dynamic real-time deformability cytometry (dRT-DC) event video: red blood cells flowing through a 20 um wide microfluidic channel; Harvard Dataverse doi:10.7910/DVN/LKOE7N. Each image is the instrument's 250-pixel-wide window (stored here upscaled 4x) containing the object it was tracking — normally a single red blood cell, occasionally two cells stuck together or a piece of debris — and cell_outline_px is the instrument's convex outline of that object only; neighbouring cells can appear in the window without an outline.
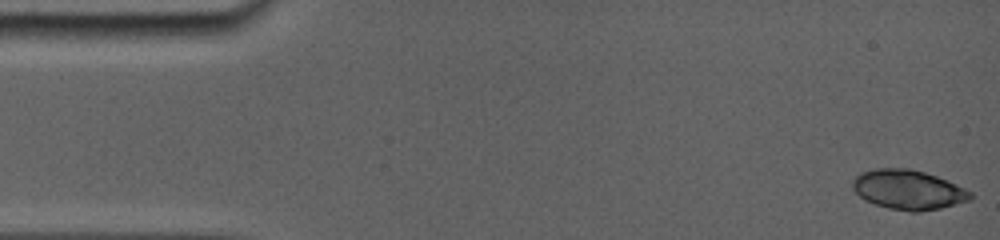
{"species": "common noctule bat (a hibernating species)", "species_latin": "Nyctalus noctula", "temperature_condition": "room temperature", "stored_images_in_passage": 24, "camera_frame_rate_fps": 5000, "um_per_image_px": 0.085, "animal": {"sex": "female", "body_mass_g": 19.0, "forearm_length_mm": 56.7}, "frame": {"image": 1, "passage_image": 1, "time_ms": 0.0, "image_size_px": [1000, 240], "cell_outline_px": [[972, 200], [940, 208], [920, 212], [908, 212], [888, 208], [864, 200], [856, 192], [852, 184], [852, 180], [856, 176], [864, 172], [884, 168], [904, 168], [924, 172], [936, 176], [972, 192]], "centroid_in_image_um": [77.21, 16.15], "position_along_channel_um": 7.8, "area_um2": 26.82}}
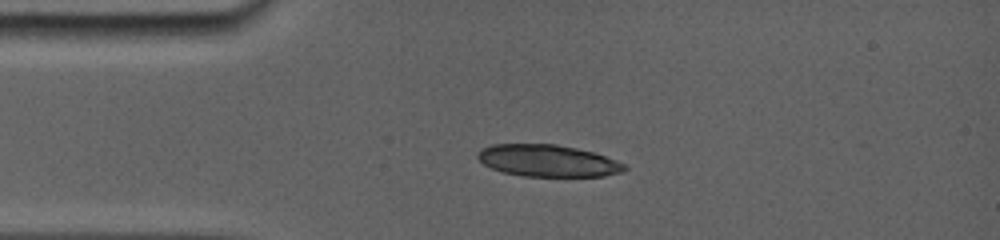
{"frame": {"image": 2, "passage_image": 20, "time_ms": 3.4, "image_size_px": [1000, 240], "cell_outline_px": [[628, 168], [620, 172], [604, 176], [524, 176], [504, 172], [492, 168], [484, 164], [476, 156], [484, 148], [496, 144], [552, 144], [592, 152], [604, 156], [624, 164]], "centroid_in_image_um": [46.56, 13.67], "position_along_channel_um": 38.4, "area_um2": 26.65}}